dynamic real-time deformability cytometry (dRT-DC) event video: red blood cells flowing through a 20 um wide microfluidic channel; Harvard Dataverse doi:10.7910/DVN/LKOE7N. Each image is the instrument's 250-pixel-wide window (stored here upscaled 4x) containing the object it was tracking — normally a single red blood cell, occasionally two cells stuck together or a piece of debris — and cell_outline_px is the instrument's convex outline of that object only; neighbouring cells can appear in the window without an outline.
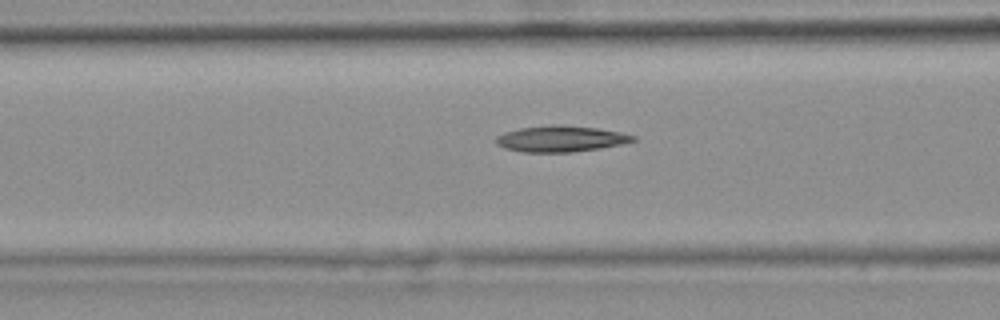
{"species": "common noctule bat (a hibernating species)", "species_latin": "Nyctalus noctula", "temperature_condition": "warm", "stored_images_in_passage": 48, "camera_frame_rate_fps": 3000, "um_per_image_px": 0.085, "animal": {"sex": "female", "body_mass_g": 25.1}, "frame": {"image": 1, "passage_image": 21, "time_ms": 6.667, "image_size_px": [1000, 320], "cell_outline_px": [[636, 140], [620, 144], [600, 148], [572, 152], [520, 152], [504, 148], [496, 144], [496, 136], [504, 132], [520, 128], [552, 124], [560, 124], [596, 128], [620, 132], [636, 136]], "centroid_in_image_um": [47.62, 11.79], "position_along_channel_um": 119.0, "area_um2": 20.87}}